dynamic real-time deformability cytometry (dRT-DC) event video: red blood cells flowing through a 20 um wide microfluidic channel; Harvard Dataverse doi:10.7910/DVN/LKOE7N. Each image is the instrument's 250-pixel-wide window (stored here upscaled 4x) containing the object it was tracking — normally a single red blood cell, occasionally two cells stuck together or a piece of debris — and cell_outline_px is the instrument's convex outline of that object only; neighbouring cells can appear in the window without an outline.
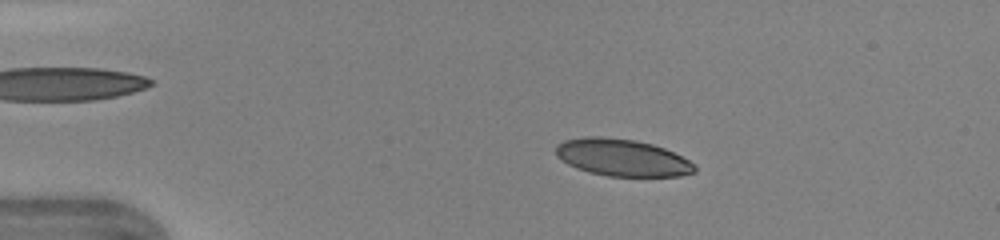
{"species": "human", "species_latin": "Homo sapiens", "temperature_condition": "warm", "stored_images_in_passage": 46, "camera_frame_rate_fps": 3000, "um_per_image_px": 0.085, "donor": {"sex": "female"}, "frame": {"image": 1, "passage_image": 9, "time_ms": 2.667, "image_size_px": [1000, 240], "cell_outline_px": [[696, 172], [680, 176], [608, 176], [588, 172], [576, 168], [568, 164], [556, 156], [556, 144], [564, 140], [584, 136], [604, 136], [636, 140], [652, 144], [664, 148], [696, 164]], "centroid_in_image_um": [52.86, 13.39], "position_along_channel_um": 32.1, "area_um2": 30.17}}
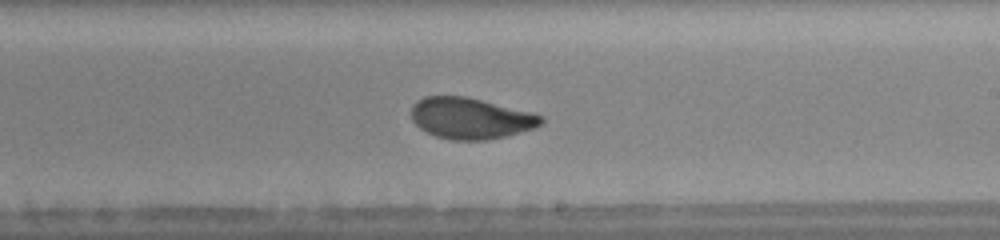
{"frame": {"image": 2, "passage_image": 28, "time_ms": 9.0, "image_size_px": [1000, 240], "cell_outline_px": [[544, 124], [536, 128], [488, 140], [452, 140], [436, 136], [420, 128], [412, 120], [412, 104], [416, 100], [424, 96], [464, 96], [532, 112], [544, 116]], "centroid_in_image_um": [40.02, 10.05], "position_along_channel_um": 249.0, "area_um2": 31.21}}
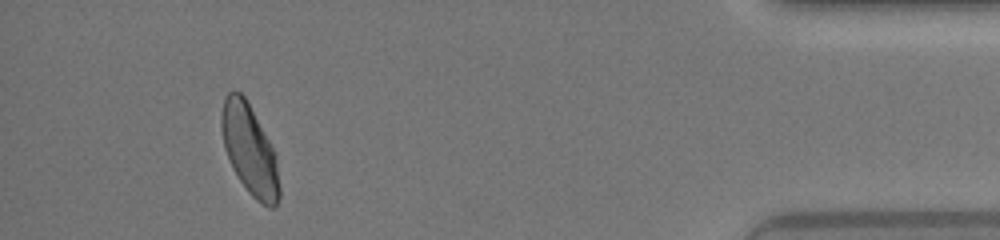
{"frame": {"image": 3, "passage_image": 43, "time_ms": 14.0, "image_size_px": [1000, 240], "cell_outline_px": [[280, 200], [272, 208], [268, 208], [256, 200], [248, 192], [232, 168], [224, 148], [220, 128], [220, 116], [224, 96], [228, 92], [240, 92], [244, 96], [268, 140], [276, 156], [280, 188]], "centroid_in_image_um": [21.2, 12.76], "position_along_channel_um": 414.0, "area_um2": 30.29}, "authors_computed_cell_mechanics": {"area_um2": 30.9808, "velocity_mm_per_s": 4.3623, "shape_relaxation_time_tau1_ms": 3.4594, "shape_relaxation_time_tau2_ms": 0.8033, "deformation_change_tau1": 0.1616, "deformation_change_tau2": 0.0675}}